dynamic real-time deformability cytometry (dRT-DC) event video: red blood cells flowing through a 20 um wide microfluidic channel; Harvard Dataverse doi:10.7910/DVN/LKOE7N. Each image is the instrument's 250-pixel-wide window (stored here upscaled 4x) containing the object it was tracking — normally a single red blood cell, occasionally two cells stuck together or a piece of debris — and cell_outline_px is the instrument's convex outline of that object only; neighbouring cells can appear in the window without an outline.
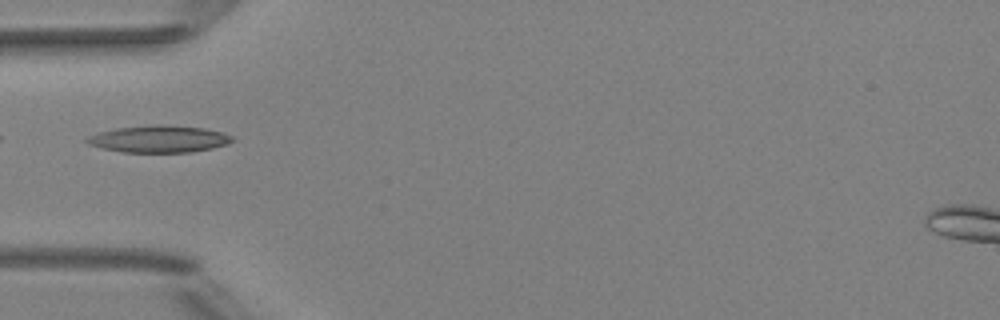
{"species": "Egyptian fruit bat (a non-hibernating species)", "species_latin": "Rousettus aegyptiacus", "temperature_condition": "room temperature", "stored_images_in_passage": 3, "camera_frame_rate_fps": 3000, "um_per_image_px": 0.085, "animal": {"sex": "female"}, "frame": {"image": 1, "passage_image": 1, "time_ms": 0.0, "image_size_px": [1000, 320], "cell_outline_px": [[232, 140], [228, 144], [212, 148], [192, 152], [124, 152], [104, 148], [88, 144], [84, 140], [88, 136], [100, 132], [116, 128], [156, 124], [160, 124], [204, 128], [220, 132], [232, 136]], "centroid_in_image_um": [13.5, 11.81], "position_along_channel_um": 71.5, "area_um2": 22.66}}